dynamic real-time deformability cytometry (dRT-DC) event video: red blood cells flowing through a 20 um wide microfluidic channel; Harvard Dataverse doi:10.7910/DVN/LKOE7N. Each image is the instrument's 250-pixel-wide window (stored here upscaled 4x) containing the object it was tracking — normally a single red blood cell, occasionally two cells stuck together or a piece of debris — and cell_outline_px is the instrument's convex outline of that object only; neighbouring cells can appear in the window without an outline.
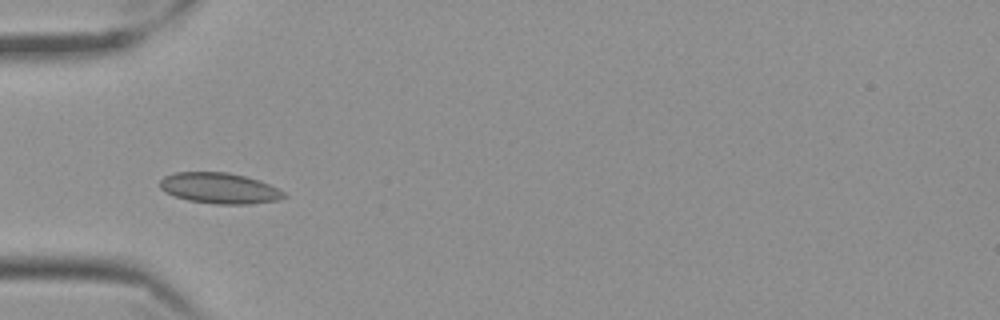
{"species": "Egyptian fruit bat (a non-hibernating species)", "species_latin": "Rousettus aegyptiacus", "temperature_condition": "cold", "stored_images_in_passage": 40, "camera_frame_rate_fps": 3000, "um_per_image_px": 0.085, "frame": {"image": 1, "passage_image": 1, "time_ms": 0.0, "image_size_px": [1000, 320], "cell_outline_px": [[288, 196], [276, 200], [248, 204], [212, 204], [188, 200], [164, 192], [160, 188], [160, 180], [164, 176], [176, 172], [228, 172], [244, 176], [268, 184], [284, 192]], "centroid_in_image_um": [18.61, 16.0], "position_along_channel_um": 66.4, "area_um2": 22.08}}
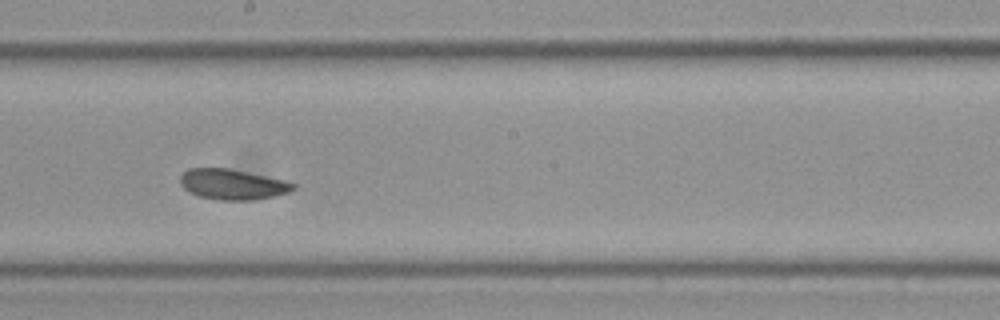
{"frame": {"image": 2, "passage_image": 15, "time_ms": 4.667, "image_size_px": [1000, 320], "cell_outline_px": [[296, 188], [288, 192], [276, 196], [252, 200], [216, 200], [200, 196], [188, 192], [180, 184], [180, 176], [188, 168], [228, 168], [280, 180], [296, 184]], "centroid_in_image_um": [19.71, 15.68], "position_along_channel_um": 228.5, "area_um2": 19.83}}
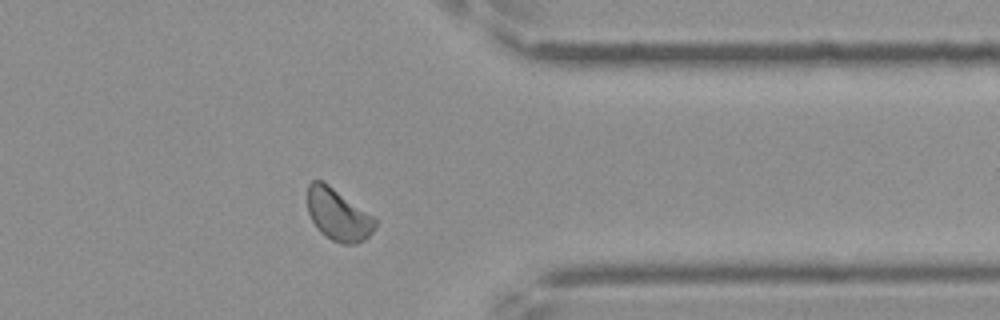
{"frame": {"image": 3, "passage_image": 29, "time_ms": 9.333, "image_size_px": [1000, 320], "cell_outline_px": [[376, 228], [364, 240], [356, 244], [344, 244], [332, 240], [320, 232], [316, 228], [308, 212], [308, 184], [312, 180], [320, 180], [328, 184], [376, 216]], "centroid_in_image_um": [28.77, 18.25], "position_along_channel_um": 382.6, "area_um2": 20.69}}